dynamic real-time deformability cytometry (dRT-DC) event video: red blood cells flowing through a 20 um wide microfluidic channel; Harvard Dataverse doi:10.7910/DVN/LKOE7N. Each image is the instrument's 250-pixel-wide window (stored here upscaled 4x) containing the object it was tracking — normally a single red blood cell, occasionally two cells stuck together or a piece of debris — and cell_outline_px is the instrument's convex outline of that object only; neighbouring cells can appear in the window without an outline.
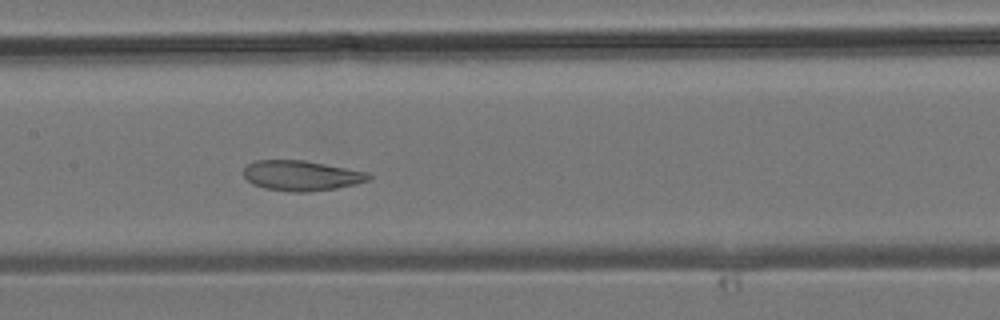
{"species": "common noctule bat (a hibernating species)", "species_latin": "Nyctalus noctula", "temperature_condition": "room temperature", "stored_images_in_passage": 28, "camera_frame_rate_fps": 3000, "um_per_image_px": 0.085, "animal": {"sex": "male", "body_mass_g": 19.2, "forearm_length_mm": 51.8}, "frame": {"image": 1, "passage_image": 10, "time_ms": 3.0, "image_size_px": [1000, 320], "cell_outline_px": [[372, 176], [368, 180], [356, 184], [336, 188], [308, 192], [292, 192], [264, 188], [252, 184], [244, 176], [244, 168], [248, 164], [256, 160], [304, 160], [368, 172]], "centroid_in_image_um": [25.61, 14.93], "position_along_channel_um": 181.8, "area_um2": 21.96}}
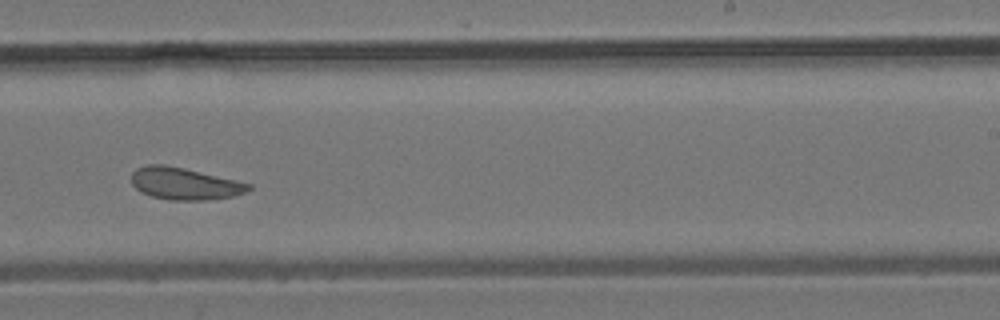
{"frame": {"image": 2, "passage_image": 15, "time_ms": 4.667, "image_size_px": [1000, 320], "cell_outline_px": [[252, 188], [244, 192], [232, 196], [204, 200], [172, 200], [152, 196], [140, 192], [132, 184], [132, 172], [136, 168], [148, 164], [164, 164], [184, 168], [236, 180], [252, 184]], "centroid_in_image_um": [15.66, 15.6], "position_along_channel_um": 273.3, "area_um2": 21.73}}
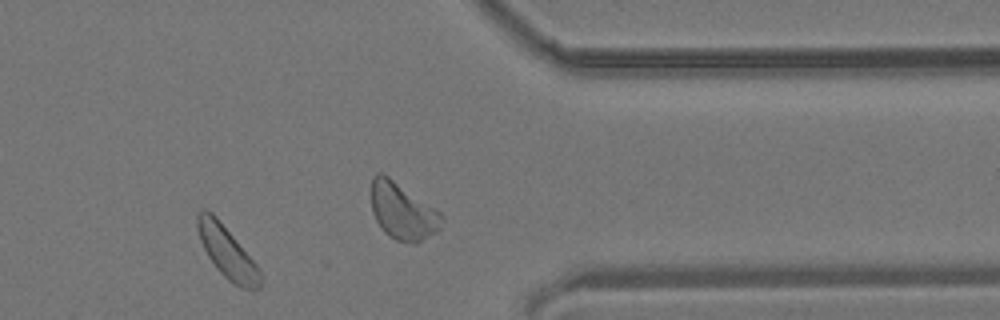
{"frame": {"image": 3, "passage_image": 21, "time_ms": 6.667, "image_size_px": [1000, 320], "cell_outline_px": [[260, 288], [256, 292], [240, 288], [228, 280], [216, 268], [208, 256], [200, 240], [196, 224], [196, 216], [200, 208], [204, 208], [212, 212], [216, 216], [260, 268]], "centroid_in_image_um": [19.3, 21.45], "position_along_channel_um": 392.1, "area_um2": 19.07}}